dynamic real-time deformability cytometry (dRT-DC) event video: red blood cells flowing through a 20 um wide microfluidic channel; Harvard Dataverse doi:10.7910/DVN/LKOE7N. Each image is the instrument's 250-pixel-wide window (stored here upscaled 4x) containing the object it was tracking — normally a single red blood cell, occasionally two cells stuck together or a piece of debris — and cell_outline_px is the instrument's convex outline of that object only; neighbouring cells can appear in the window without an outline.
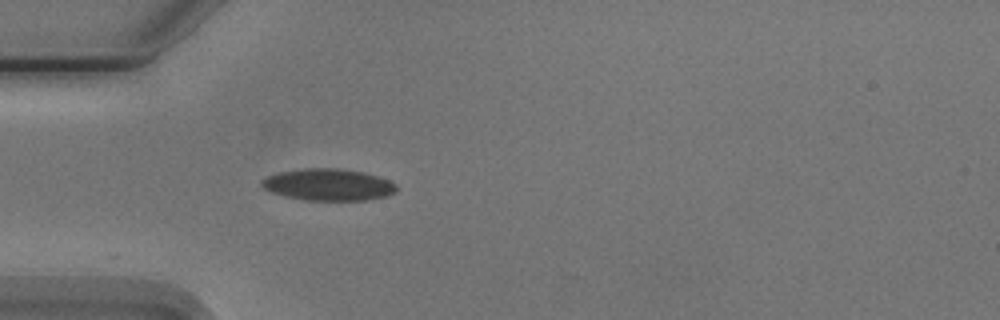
{"species": "Egyptian fruit bat (a non-hibernating species)", "species_latin": "Rousettus aegyptiacus", "temperature_condition": "cold", "stored_images_in_passage": 5, "camera_frame_rate_fps": 3000, "um_per_image_px": 0.085, "animal": {"sex": "male"}, "frame": {"image": 1, "passage_image": 5, "time_ms": 4.667, "image_size_px": [1000, 320], "cell_outline_px": [[396, 192], [388, 196], [368, 200], [304, 200], [284, 196], [272, 192], [264, 188], [260, 184], [260, 180], [268, 176], [280, 172], [304, 168], [336, 168], [364, 172], [388, 180], [396, 184]], "centroid_in_image_um": [27.91, 15.7], "position_along_channel_um": 57.1, "area_um2": 24.97}}